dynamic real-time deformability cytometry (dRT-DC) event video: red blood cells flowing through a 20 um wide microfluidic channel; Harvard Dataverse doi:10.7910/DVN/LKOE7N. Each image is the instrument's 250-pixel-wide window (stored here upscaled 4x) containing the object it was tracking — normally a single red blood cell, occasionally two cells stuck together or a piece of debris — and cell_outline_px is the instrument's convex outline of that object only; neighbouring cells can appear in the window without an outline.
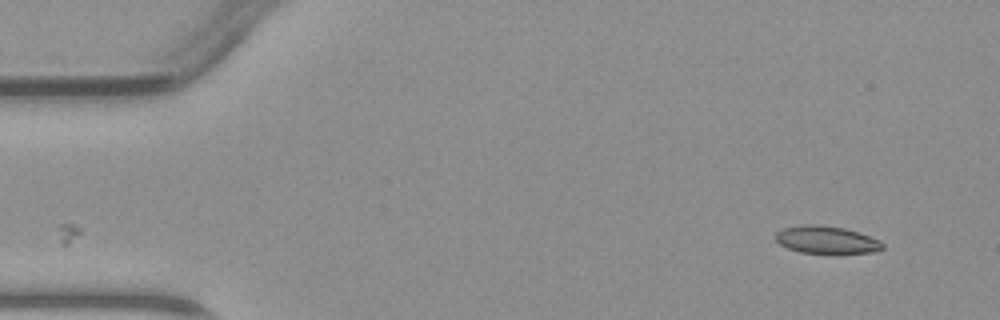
{"species": "common noctule bat (a hibernating species)", "species_latin": "Nyctalus noctula", "temperature_condition": "warm", "stored_images_in_passage": 45, "segment_of_instrument_passage": [1, 2], "camera_frame_rate_fps": 3000, "um_per_image_px": 0.085, "animal": {"sex": "male", "body_mass_g": 23.1, "forearm_length_mm": 52.7}, "frame": {"image": 1, "passage_image": 1, "time_ms": 0.0, "image_size_px": [1000, 320], "cell_outline_px": [[884, 248], [872, 252], [836, 256], [800, 252], [788, 248], [780, 244], [776, 240], [776, 232], [784, 228], [804, 224], [816, 224], [844, 228], [880, 240], [884, 244]], "centroid_in_image_um": [70.28, 20.43], "position_along_channel_um": 14.7, "area_um2": 17.74}}
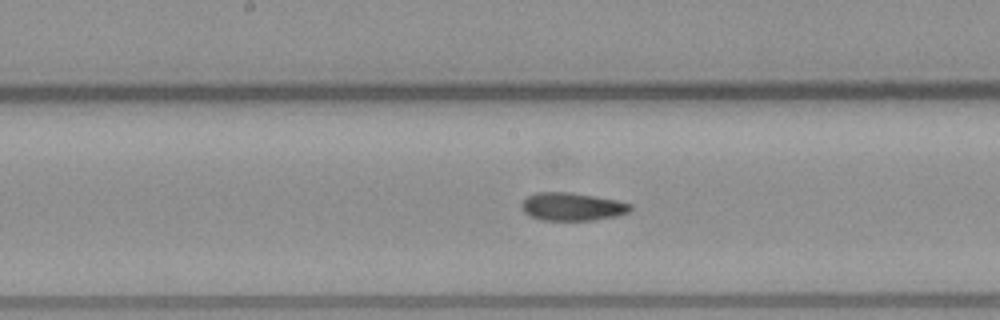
{"frame": {"image": 2, "passage_image": 21, "time_ms": 6.667, "image_size_px": [1000, 320], "cell_outline_px": [[632, 208], [628, 212], [616, 216], [592, 220], [544, 220], [532, 216], [524, 212], [520, 208], [520, 204], [528, 196], [536, 192], [568, 192], [620, 200], [632, 204]], "centroid_in_image_um": [48.64, 17.56], "position_along_channel_um": 199.6, "area_um2": 17.74}}
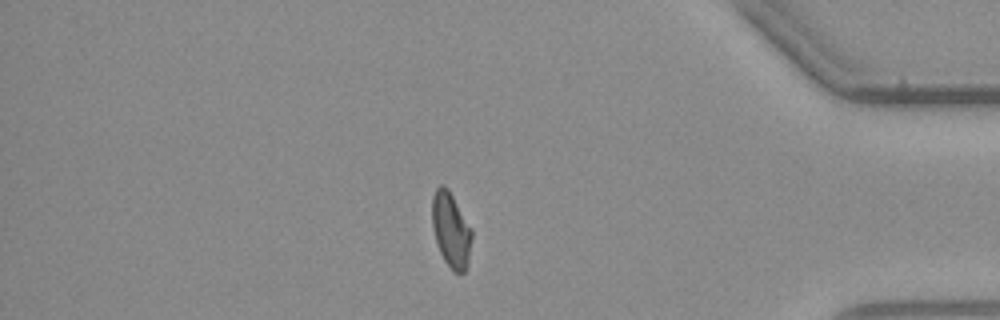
{"frame": {"image": 3, "passage_image": 37, "time_ms": 12.0, "image_size_px": [1000, 320], "cell_outline_px": [[472, 236], [468, 264], [464, 272], [456, 272], [444, 260], [440, 252], [432, 228], [432, 196], [436, 188], [440, 184], [444, 184], [448, 188], [472, 228]], "centroid_in_image_um": [38.33, 19.49], "position_along_channel_um": 396.9, "area_um2": 17.34}}